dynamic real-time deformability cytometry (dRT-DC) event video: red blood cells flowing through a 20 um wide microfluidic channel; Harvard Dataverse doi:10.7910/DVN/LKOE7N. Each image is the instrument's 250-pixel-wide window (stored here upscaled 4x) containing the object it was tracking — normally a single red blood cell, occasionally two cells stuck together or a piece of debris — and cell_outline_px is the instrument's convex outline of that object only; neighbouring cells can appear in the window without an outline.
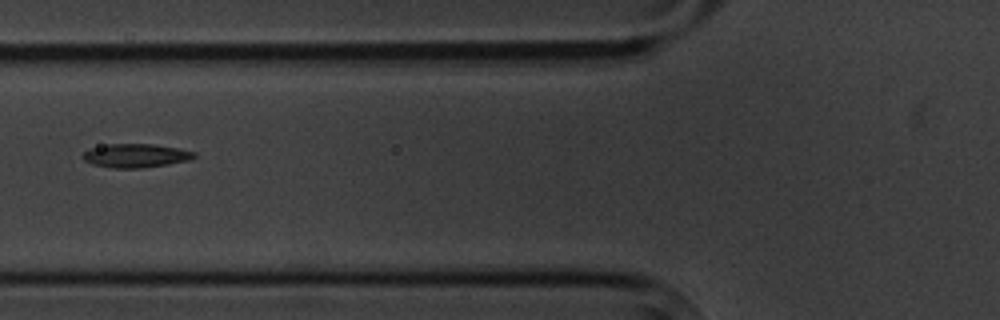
{"species": "common noctule bat (a hibernating species)", "species_latin": "Nyctalus noctula", "temperature_condition": "cold", "stored_images_in_passage": 5, "camera_frame_rate_fps": 3000, "um_per_image_px": 0.085, "animal": {"sex": "male", "body_mass_g": 20.1, "forearm_length_mm": 53.5}, "frame": {"image": 1, "passage_image": 5, "time_ms": 4.667, "image_size_px": [1000, 320], "cell_outline_px": [[196, 156], [188, 160], [168, 164], [140, 168], [112, 168], [92, 164], [84, 160], [80, 156], [88, 148], [108, 144], [152, 144], [176, 148], [196, 152]], "centroid_in_image_um": [11.48, 13.23], "position_along_channel_um": 114.3, "area_um2": 15.37}}